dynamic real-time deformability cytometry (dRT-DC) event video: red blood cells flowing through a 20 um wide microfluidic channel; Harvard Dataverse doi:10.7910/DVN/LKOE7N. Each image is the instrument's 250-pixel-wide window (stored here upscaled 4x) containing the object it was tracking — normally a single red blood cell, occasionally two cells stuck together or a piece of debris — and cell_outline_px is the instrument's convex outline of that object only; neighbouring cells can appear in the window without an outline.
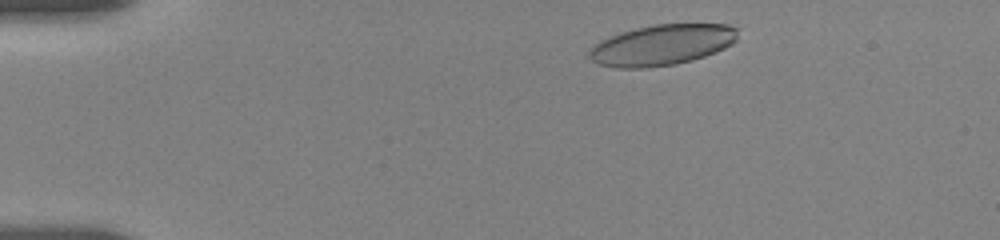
{"species": "human", "species_latin": "Homo sapiens", "temperature_condition": "room temperature", "stored_images_in_passage": 8, "camera_frame_rate_fps": 3000, "um_per_image_px": 0.085, "donor": {"sex": "female"}, "frame": {"image": 1, "passage_image": 1, "time_ms": 0.0, "image_size_px": [1000, 240], "cell_outline_px": [[736, 40], [732, 44], [724, 48], [704, 56], [692, 60], [676, 64], [648, 68], [616, 68], [600, 64], [592, 60], [588, 56], [588, 52], [600, 40], [620, 32], [636, 28], [656, 24], [728, 24], [736, 28]], "centroid_in_image_um": [56.25, 3.82], "position_along_channel_um": 28.8, "area_um2": 35.14}}
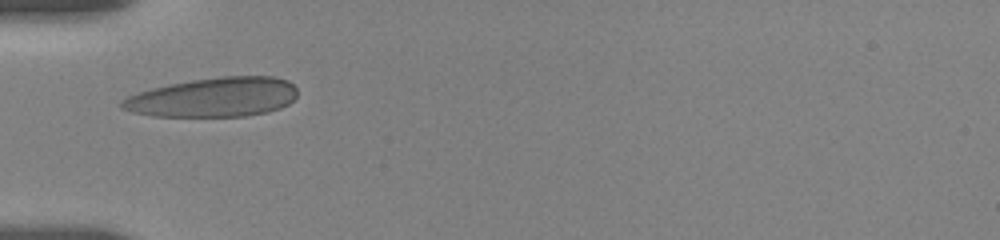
{"frame": {"image": 2, "passage_image": 5, "time_ms": 3.0, "image_size_px": [1000, 240], "cell_outline_px": [[296, 96], [288, 104], [280, 108], [268, 112], [244, 116], [152, 116], [132, 112], [120, 108], [120, 100], [128, 96], [152, 88], [168, 84], [192, 80], [220, 76], [272, 76], [288, 80], [296, 88]], "centroid_in_image_um": [18.14, 8.26], "position_along_channel_um": 66.9, "area_um2": 40.34}}
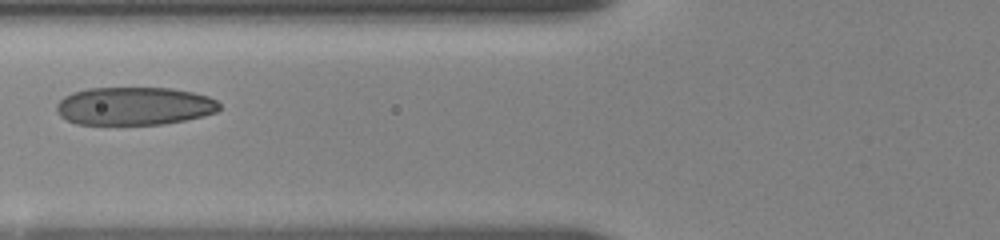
{"frame": {"image": 3, "passage_image": 7, "time_ms": 4.333, "image_size_px": [1000, 240], "cell_outline_px": [[220, 108], [216, 112], [204, 116], [164, 124], [76, 124], [60, 116], [56, 112], [56, 104], [64, 96], [72, 92], [88, 88], [172, 88], [192, 92], [208, 96], [216, 100], [220, 104]], "centroid_in_image_um": [11.4, 9.01], "position_along_channel_um": 114.4, "area_um2": 36.24}}